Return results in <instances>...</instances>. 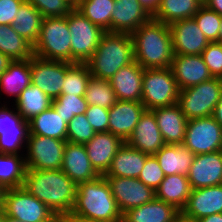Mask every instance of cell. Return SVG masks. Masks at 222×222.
Masks as SVG:
<instances>
[{"mask_svg": "<svg viewBox=\"0 0 222 222\" xmlns=\"http://www.w3.org/2000/svg\"><path fill=\"white\" fill-rule=\"evenodd\" d=\"M23 187L60 220H65L73 210L77 185L61 169H27Z\"/></svg>", "mask_w": 222, "mask_h": 222, "instance_id": "cell-1", "label": "cell"}, {"mask_svg": "<svg viewBox=\"0 0 222 222\" xmlns=\"http://www.w3.org/2000/svg\"><path fill=\"white\" fill-rule=\"evenodd\" d=\"M66 219H85L115 222L123 219L106 177L100 175L92 181L77 185L75 203Z\"/></svg>", "mask_w": 222, "mask_h": 222, "instance_id": "cell-2", "label": "cell"}, {"mask_svg": "<svg viewBox=\"0 0 222 222\" xmlns=\"http://www.w3.org/2000/svg\"><path fill=\"white\" fill-rule=\"evenodd\" d=\"M134 60L144 69L169 68L174 56L169 25L154 19L131 34Z\"/></svg>", "mask_w": 222, "mask_h": 222, "instance_id": "cell-3", "label": "cell"}, {"mask_svg": "<svg viewBox=\"0 0 222 222\" xmlns=\"http://www.w3.org/2000/svg\"><path fill=\"white\" fill-rule=\"evenodd\" d=\"M134 61L131 34L105 32L86 62L91 76L110 80L122 67Z\"/></svg>", "mask_w": 222, "mask_h": 222, "instance_id": "cell-4", "label": "cell"}, {"mask_svg": "<svg viewBox=\"0 0 222 222\" xmlns=\"http://www.w3.org/2000/svg\"><path fill=\"white\" fill-rule=\"evenodd\" d=\"M33 55L71 63V35L66 17L43 18Z\"/></svg>", "mask_w": 222, "mask_h": 222, "instance_id": "cell-5", "label": "cell"}, {"mask_svg": "<svg viewBox=\"0 0 222 222\" xmlns=\"http://www.w3.org/2000/svg\"><path fill=\"white\" fill-rule=\"evenodd\" d=\"M179 91L170 67L144 69L141 103L146 110L176 104Z\"/></svg>", "mask_w": 222, "mask_h": 222, "instance_id": "cell-6", "label": "cell"}, {"mask_svg": "<svg viewBox=\"0 0 222 222\" xmlns=\"http://www.w3.org/2000/svg\"><path fill=\"white\" fill-rule=\"evenodd\" d=\"M222 78L213 77L179 91L177 104L188 120L212 116L220 94Z\"/></svg>", "mask_w": 222, "mask_h": 222, "instance_id": "cell-7", "label": "cell"}, {"mask_svg": "<svg viewBox=\"0 0 222 222\" xmlns=\"http://www.w3.org/2000/svg\"><path fill=\"white\" fill-rule=\"evenodd\" d=\"M5 216L23 222H60L56 214L24 187L7 189L4 196Z\"/></svg>", "mask_w": 222, "mask_h": 222, "instance_id": "cell-8", "label": "cell"}, {"mask_svg": "<svg viewBox=\"0 0 222 222\" xmlns=\"http://www.w3.org/2000/svg\"><path fill=\"white\" fill-rule=\"evenodd\" d=\"M67 21L71 35V63H86L98 47L105 31L76 8L67 15Z\"/></svg>", "mask_w": 222, "mask_h": 222, "instance_id": "cell-9", "label": "cell"}, {"mask_svg": "<svg viewBox=\"0 0 222 222\" xmlns=\"http://www.w3.org/2000/svg\"><path fill=\"white\" fill-rule=\"evenodd\" d=\"M67 140L29 134L25 149L27 169L59 170Z\"/></svg>", "mask_w": 222, "mask_h": 222, "instance_id": "cell-10", "label": "cell"}, {"mask_svg": "<svg viewBox=\"0 0 222 222\" xmlns=\"http://www.w3.org/2000/svg\"><path fill=\"white\" fill-rule=\"evenodd\" d=\"M183 145L195 155L222 150V127L213 116L188 120Z\"/></svg>", "mask_w": 222, "mask_h": 222, "instance_id": "cell-11", "label": "cell"}, {"mask_svg": "<svg viewBox=\"0 0 222 222\" xmlns=\"http://www.w3.org/2000/svg\"><path fill=\"white\" fill-rule=\"evenodd\" d=\"M16 111V112H15ZM29 136V122L17 110L0 107V153L19 154Z\"/></svg>", "mask_w": 222, "mask_h": 222, "instance_id": "cell-12", "label": "cell"}, {"mask_svg": "<svg viewBox=\"0 0 222 222\" xmlns=\"http://www.w3.org/2000/svg\"><path fill=\"white\" fill-rule=\"evenodd\" d=\"M30 63L31 84L52 100L60 96L66 75V61L47 60L33 55Z\"/></svg>", "mask_w": 222, "mask_h": 222, "instance_id": "cell-13", "label": "cell"}, {"mask_svg": "<svg viewBox=\"0 0 222 222\" xmlns=\"http://www.w3.org/2000/svg\"><path fill=\"white\" fill-rule=\"evenodd\" d=\"M106 179L122 214L155 198V191L138 178L106 177Z\"/></svg>", "mask_w": 222, "mask_h": 222, "instance_id": "cell-14", "label": "cell"}, {"mask_svg": "<svg viewBox=\"0 0 222 222\" xmlns=\"http://www.w3.org/2000/svg\"><path fill=\"white\" fill-rule=\"evenodd\" d=\"M174 55H200L210 43L193 18L169 25Z\"/></svg>", "mask_w": 222, "mask_h": 222, "instance_id": "cell-15", "label": "cell"}, {"mask_svg": "<svg viewBox=\"0 0 222 222\" xmlns=\"http://www.w3.org/2000/svg\"><path fill=\"white\" fill-rule=\"evenodd\" d=\"M187 177L191 189L222 184V150L195 155Z\"/></svg>", "mask_w": 222, "mask_h": 222, "instance_id": "cell-16", "label": "cell"}, {"mask_svg": "<svg viewBox=\"0 0 222 222\" xmlns=\"http://www.w3.org/2000/svg\"><path fill=\"white\" fill-rule=\"evenodd\" d=\"M151 19L152 14L139 0H115L111 16V33L132 34Z\"/></svg>", "mask_w": 222, "mask_h": 222, "instance_id": "cell-17", "label": "cell"}, {"mask_svg": "<svg viewBox=\"0 0 222 222\" xmlns=\"http://www.w3.org/2000/svg\"><path fill=\"white\" fill-rule=\"evenodd\" d=\"M145 110L141 102L117 100L109 109L108 132L126 142Z\"/></svg>", "mask_w": 222, "mask_h": 222, "instance_id": "cell-18", "label": "cell"}, {"mask_svg": "<svg viewBox=\"0 0 222 222\" xmlns=\"http://www.w3.org/2000/svg\"><path fill=\"white\" fill-rule=\"evenodd\" d=\"M170 68L180 90L213 78L201 54L174 55Z\"/></svg>", "mask_w": 222, "mask_h": 222, "instance_id": "cell-19", "label": "cell"}, {"mask_svg": "<svg viewBox=\"0 0 222 222\" xmlns=\"http://www.w3.org/2000/svg\"><path fill=\"white\" fill-rule=\"evenodd\" d=\"M222 213V184L192 189L181 214L192 220Z\"/></svg>", "mask_w": 222, "mask_h": 222, "instance_id": "cell-20", "label": "cell"}, {"mask_svg": "<svg viewBox=\"0 0 222 222\" xmlns=\"http://www.w3.org/2000/svg\"><path fill=\"white\" fill-rule=\"evenodd\" d=\"M61 170L76 185L92 181L100 176L92 166L84 144L66 142Z\"/></svg>", "mask_w": 222, "mask_h": 222, "instance_id": "cell-21", "label": "cell"}, {"mask_svg": "<svg viewBox=\"0 0 222 222\" xmlns=\"http://www.w3.org/2000/svg\"><path fill=\"white\" fill-rule=\"evenodd\" d=\"M126 143L132 148L149 155H154L165 145L156 118L151 110L143 112Z\"/></svg>", "mask_w": 222, "mask_h": 222, "instance_id": "cell-22", "label": "cell"}, {"mask_svg": "<svg viewBox=\"0 0 222 222\" xmlns=\"http://www.w3.org/2000/svg\"><path fill=\"white\" fill-rule=\"evenodd\" d=\"M124 141L111 132H97L94 137L84 144L89 160L94 169L104 175L109 169L118 149Z\"/></svg>", "mask_w": 222, "mask_h": 222, "instance_id": "cell-23", "label": "cell"}, {"mask_svg": "<svg viewBox=\"0 0 222 222\" xmlns=\"http://www.w3.org/2000/svg\"><path fill=\"white\" fill-rule=\"evenodd\" d=\"M144 68L135 60L109 80L117 100L141 102Z\"/></svg>", "mask_w": 222, "mask_h": 222, "instance_id": "cell-24", "label": "cell"}, {"mask_svg": "<svg viewBox=\"0 0 222 222\" xmlns=\"http://www.w3.org/2000/svg\"><path fill=\"white\" fill-rule=\"evenodd\" d=\"M157 121L165 144H183L188 119L176 103L151 110Z\"/></svg>", "mask_w": 222, "mask_h": 222, "instance_id": "cell-25", "label": "cell"}, {"mask_svg": "<svg viewBox=\"0 0 222 222\" xmlns=\"http://www.w3.org/2000/svg\"><path fill=\"white\" fill-rule=\"evenodd\" d=\"M148 156L149 154L132 148L124 142L103 176L138 178Z\"/></svg>", "mask_w": 222, "mask_h": 222, "instance_id": "cell-26", "label": "cell"}, {"mask_svg": "<svg viewBox=\"0 0 222 222\" xmlns=\"http://www.w3.org/2000/svg\"><path fill=\"white\" fill-rule=\"evenodd\" d=\"M154 156L165 176L175 174L187 176L195 158V154L183 144H165Z\"/></svg>", "mask_w": 222, "mask_h": 222, "instance_id": "cell-27", "label": "cell"}, {"mask_svg": "<svg viewBox=\"0 0 222 222\" xmlns=\"http://www.w3.org/2000/svg\"><path fill=\"white\" fill-rule=\"evenodd\" d=\"M181 214L174 206L154 198L139 207L123 214V222H175Z\"/></svg>", "mask_w": 222, "mask_h": 222, "instance_id": "cell-28", "label": "cell"}, {"mask_svg": "<svg viewBox=\"0 0 222 222\" xmlns=\"http://www.w3.org/2000/svg\"><path fill=\"white\" fill-rule=\"evenodd\" d=\"M191 190L186 175H168L155 190V198L174 206L181 212L187 204Z\"/></svg>", "mask_w": 222, "mask_h": 222, "instance_id": "cell-29", "label": "cell"}, {"mask_svg": "<svg viewBox=\"0 0 222 222\" xmlns=\"http://www.w3.org/2000/svg\"><path fill=\"white\" fill-rule=\"evenodd\" d=\"M30 84V58L26 60H14L0 76V94L1 91H4L8 96H14V100L16 101L21 92Z\"/></svg>", "mask_w": 222, "mask_h": 222, "instance_id": "cell-30", "label": "cell"}, {"mask_svg": "<svg viewBox=\"0 0 222 222\" xmlns=\"http://www.w3.org/2000/svg\"><path fill=\"white\" fill-rule=\"evenodd\" d=\"M203 4L200 0H161L152 19L171 25L173 22L192 18Z\"/></svg>", "mask_w": 222, "mask_h": 222, "instance_id": "cell-31", "label": "cell"}, {"mask_svg": "<svg viewBox=\"0 0 222 222\" xmlns=\"http://www.w3.org/2000/svg\"><path fill=\"white\" fill-rule=\"evenodd\" d=\"M28 122L29 134L56 138L58 140L67 139V123L52 106Z\"/></svg>", "mask_w": 222, "mask_h": 222, "instance_id": "cell-32", "label": "cell"}, {"mask_svg": "<svg viewBox=\"0 0 222 222\" xmlns=\"http://www.w3.org/2000/svg\"><path fill=\"white\" fill-rule=\"evenodd\" d=\"M42 20V14L32 4L24 2L11 26L17 34L34 46L40 34Z\"/></svg>", "mask_w": 222, "mask_h": 222, "instance_id": "cell-33", "label": "cell"}, {"mask_svg": "<svg viewBox=\"0 0 222 222\" xmlns=\"http://www.w3.org/2000/svg\"><path fill=\"white\" fill-rule=\"evenodd\" d=\"M26 170L25 156L22 153H0V184L5 189L23 187Z\"/></svg>", "mask_w": 222, "mask_h": 222, "instance_id": "cell-34", "label": "cell"}, {"mask_svg": "<svg viewBox=\"0 0 222 222\" xmlns=\"http://www.w3.org/2000/svg\"><path fill=\"white\" fill-rule=\"evenodd\" d=\"M52 104V99L41 91L36 85L30 84L15 101L16 109L22 117L29 121L41 114Z\"/></svg>", "mask_w": 222, "mask_h": 222, "instance_id": "cell-35", "label": "cell"}, {"mask_svg": "<svg viewBox=\"0 0 222 222\" xmlns=\"http://www.w3.org/2000/svg\"><path fill=\"white\" fill-rule=\"evenodd\" d=\"M0 52L12 61L26 60L33 56V46L17 34L11 25H0Z\"/></svg>", "mask_w": 222, "mask_h": 222, "instance_id": "cell-36", "label": "cell"}, {"mask_svg": "<svg viewBox=\"0 0 222 222\" xmlns=\"http://www.w3.org/2000/svg\"><path fill=\"white\" fill-rule=\"evenodd\" d=\"M115 0H79L77 10L105 32H111Z\"/></svg>", "mask_w": 222, "mask_h": 222, "instance_id": "cell-37", "label": "cell"}, {"mask_svg": "<svg viewBox=\"0 0 222 222\" xmlns=\"http://www.w3.org/2000/svg\"><path fill=\"white\" fill-rule=\"evenodd\" d=\"M91 77L86 63L66 62V75L61 95H75L84 97Z\"/></svg>", "mask_w": 222, "mask_h": 222, "instance_id": "cell-38", "label": "cell"}, {"mask_svg": "<svg viewBox=\"0 0 222 222\" xmlns=\"http://www.w3.org/2000/svg\"><path fill=\"white\" fill-rule=\"evenodd\" d=\"M85 100L90 105L110 109L117 101L109 80L90 77L85 91Z\"/></svg>", "mask_w": 222, "mask_h": 222, "instance_id": "cell-39", "label": "cell"}, {"mask_svg": "<svg viewBox=\"0 0 222 222\" xmlns=\"http://www.w3.org/2000/svg\"><path fill=\"white\" fill-rule=\"evenodd\" d=\"M192 18L209 42H219L221 15L203 4Z\"/></svg>", "mask_w": 222, "mask_h": 222, "instance_id": "cell-40", "label": "cell"}, {"mask_svg": "<svg viewBox=\"0 0 222 222\" xmlns=\"http://www.w3.org/2000/svg\"><path fill=\"white\" fill-rule=\"evenodd\" d=\"M51 106L68 122L76 115L85 114L88 104L85 97L75 95H60L52 100Z\"/></svg>", "mask_w": 222, "mask_h": 222, "instance_id": "cell-41", "label": "cell"}, {"mask_svg": "<svg viewBox=\"0 0 222 222\" xmlns=\"http://www.w3.org/2000/svg\"><path fill=\"white\" fill-rule=\"evenodd\" d=\"M95 134L96 131L88 122L85 114L76 115L67 124V142L86 144Z\"/></svg>", "mask_w": 222, "mask_h": 222, "instance_id": "cell-42", "label": "cell"}, {"mask_svg": "<svg viewBox=\"0 0 222 222\" xmlns=\"http://www.w3.org/2000/svg\"><path fill=\"white\" fill-rule=\"evenodd\" d=\"M32 4L43 16L47 17H66L73 9L64 0H25Z\"/></svg>", "mask_w": 222, "mask_h": 222, "instance_id": "cell-43", "label": "cell"}, {"mask_svg": "<svg viewBox=\"0 0 222 222\" xmlns=\"http://www.w3.org/2000/svg\"><path fill=\"white\" fill-rule=\"evenodd\" d=\"M165 175L154 155H149L138 179L154 191L159 187Z\"/></svg>", "mask_w": 222, "mask_h": 222, "instance_id": "cell-44", "label": "cell"}, {"mask_svg": "<svg viewBox=\"0 0 222 222\" xmlns=\"http://www.w3.org/2000/svg\"><path fill=\"white\" fill-rule=\"evenodd\" d=\"M201 55L212 77L222 78V43L210 42Z\"/></svg>", "mask_w": 222, "mask_h": 222, "instance_id": "cell-45", "label": "cell"}, {"mask_svg": "<svg viewBox=\"0 0 222 222\" xmlns=\"http://www.w3.org/2000/svg\"><path fill=\"white\" fill-rule=\"evenodd\" d=\"M108 114L109 109L97 105H90L85 111L86 118L96 133L108 131Z\"/></svg>", "mask_w": 222, "mask_h": 222, "instance_id": "cell-46", "label": "cell"}, {"mask_svg": "<svg viewBox=\"0 0 222 222\" xmlns=\"http://www.w3.org/2000/svg\"><path fill=\"white\" fill-rule=\"evenodd\" d=\"M25 0H0V25H11Z\"/></svg>", "mask_w": 222, "mask_h": 222, "instance_id": "cell-47", "label": "cell"}, {"mask_svg": "<svg viewBox=\"0 0 222 222\" xmlns=\"http://www.w3.org/2000/svg\"><path fill=\"white\" fill-rule=\"evenodd\" d=\"M204 5L222 16V0H206Z\"/></svg>", "mask_w": 222, "mask_h": 222, "instance_id": "cell-48", "label": "cell"}, {"mask_svg": "<svg viewBox=\"0 0 222 222\" xmlns=\"http://www.w3.org/2000/svg\"><path fill=\"white\" fill-rule=\"evenodd\" d=\"M212 116L222 127V92L220 94V99H219L216 107L214 108Z\"/></svg>", "mask_w": 222, "mask_h": 222, "instance_id": "cell-49", "label": "cell"}, {"mask_svg": "<svg viewBox=\"0 0 222 222\" xmlns=\"http://www.w3.org/2000/svg\"><path fill=\"white\" fill-rule=\"evenodd\" d=\"M146 9L153 14L158 8L161 0H139Z\"/></svg>", "mask_w": 222, "mask_h": 222, "instance_id": "cell-50", "label": "cell"}, {"mask_svg": "<svg viewBox=\"0 0 222 222\" xmlns=\"http://www.w3.org/2000/svg\"><path fill=\"white\" fill-rule=\"evenodd\" d=\"M11 62L12 60L7 55L0 52V76L8 68Z\"/></svg>", "mask_w": 222, "mask_h": 222, "instance_id": "cell-51", "label": "cell"}, {"mask_svg": "<svg viewBox=\"0 0 222 222\" xmlns=\"http://www.w3.org/2000/svg\"><path fill=\"white\" fill-rule=\"evenodd\" d=\"M197 222H222V213H216L203 217L197 220Z\"/></svg>", "mask_w": 222, "mask_h": 222, "instance_id": "cell-52", "label": "cell"}, {"mask_svg": "<svg viewBox=\"0 0 222 222\" xmlns=\"http://www.w3.org/2000/svg\"><path fill=\"white\" fill-rule=\"evenodd\" d=\"M7 189L0 184V210L3 209L4 196Z\"/></svg>", "mask_w": 222, "mask_h": 222, "instance_id": "cell-53", "label": "cell"}, {"mask_svg": "<svg viewBox=\"0 0 222 222\" xmlns=\"http://www.w3.org/2000/svg\"><path fill=\"white\" fill-rule=\"evenodd\" d=\"M66 222H101V221H93V220H85V219H65ZM115 222H123L121 221H115Z\"/></svg>", "mask_w": 222, "mask_h": 222, "instance_id": "cell-54", "label": "cell"}, {"mask_svg": "<svg viewBox=\"0 0 222 222\" xmlns=\"http://www.w3.org/2000/svg\"><path fill=\"white\" fill-rule=\"evenodd\" d=\"M175 222H197V221H196V220L189 219V218H186V217H184L182 214H180V215L176 218Z\"/></svg>", "mask_w": 222, "mask_h": 222, "instance_id": "cell-55", "label": "cell"}, {"mask_svg": "<svg viewBox=\"0 0 222 222\" xmlns=\"http://www.w3.org/2000/svg\"><path fill=\"white\" fill-rule=\"evenodd\" d=\"M66 1L72 8H77L79 0H64Z\"/></svg>", "mask_w": 222, "mask_h": 222, "instance_id": "cell-56", "label": "cell"}, {"mask_svg": "<svg viewBox=\"0 0 222 222\" xmlns=\"http://www.w3.org/2000/svg\"><path fill=\"white\" fill-rule=\"evenodd\" d=\"M4 222H23V221H20L18 219L12 218V217L5 216Z\"/></svg>", "mask_w": 222, "mask_h": 222, "instance_id": "cell-57", "label": "cell"}, {"mask_svg": "<svg viewBox=\"0 0 222 222\" xmlns=\"http://www.w3.org/2000/svg\"><path fill=\"white\" fill-rule=\"evenodd\" d=\"M219 42L222 43V19H221V26L219 29Z\"/></svg>", "mask_w": 222, "mask_h": 222, "instance_id": "cell-58", "label": "cell"}, {"mask_svg": "<svg viewBox=\"0 0 222 222\" xmlns=\"http://www.w3.org/2000/svg\"><path fill=\"white\" fill-rule=\"evenodd\" d=\"M5 214L3 212V209L0 210V222H4Z\"/></svg>", "mask_w": 222, "mask_h": 222, "instance_id": "cell-59", "label": "cell"}]
</instances>
